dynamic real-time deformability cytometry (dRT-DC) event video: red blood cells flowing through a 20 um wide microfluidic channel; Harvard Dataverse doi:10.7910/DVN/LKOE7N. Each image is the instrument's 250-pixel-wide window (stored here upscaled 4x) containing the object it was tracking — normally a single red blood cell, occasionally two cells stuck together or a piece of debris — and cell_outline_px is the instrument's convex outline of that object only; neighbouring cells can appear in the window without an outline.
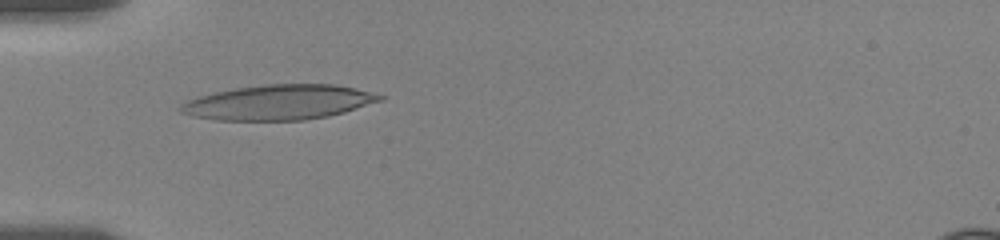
{"species": "human", "species_latin": "Homo sapiens", "temperature_condition": "room temperature", "stored_images_in_passage": 5, "camera_frame_rate_fps": 3000, "um_per_image_px": 0.085, "donor": {"sex": "female"}, "frame": {"image": 1, "passage_image": 1, "time_ms": 0.0, "image_size_px": [1000, 240], "cell_outline_px": [[384, 100], [344, 112], [328, 116], [304, 120], [216, 120], [192, 116], [180, 112], [180, 104], [188, 100], [212, 92], [236, 88], [264, 84], [336, 84], [356, 88], [384, 96]], "centroid_in_image_um": [23.7, 8.69], "position_along_channel_um": 61.3, "area_um2": 40.63}}
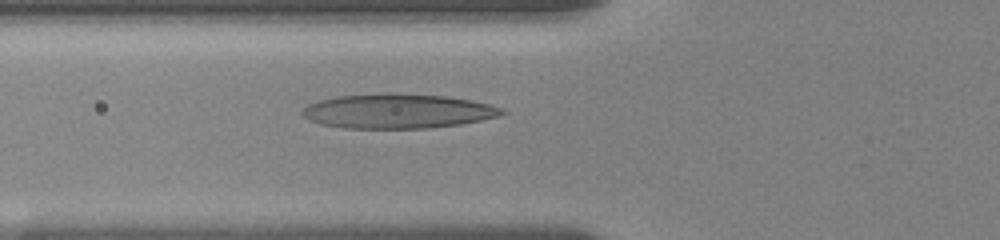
{"frame": {"image": 2, "passage_image": 2, "time_ms": 1.0, "image_size_px": [1000, 240], "cell_outline_px": [[508, 112], [500, 116], [460, 124], [428, 128], [344, 128], [320, 124], [308, 120], [300, 112], [308, 104], [320, 100], [336, 96], [444, 96], [472, 100], [504, 108]], "centroid_in_image_um": [33.83, 9.49], "position_along_channel_um": 92.0, "area_um2": 38.84}}
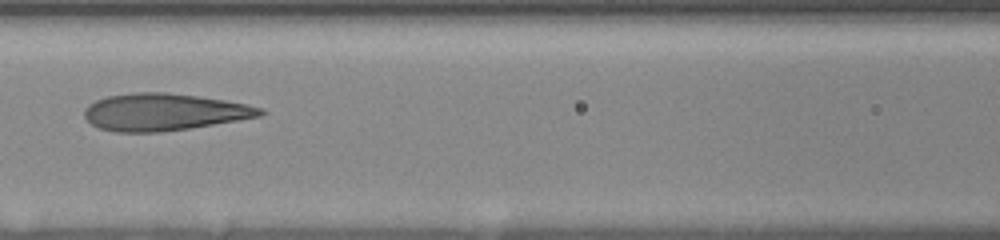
{"frame": {"image": 3, "passage_image": 4, "time_ms": 2.667, "image_size_px": [1000, 240], "cell_outline_px": [[264, 112], [260, 116], [192, 128], [160, 132], [116, 132], [100, 128], [92, 124], [84, 116], [84, 108], [88, 104], [96, 100], [108, 96], [136, 92], [164, 92], [196, 96], [224, 100], [264, 108]], "centroid_in_image_um": [13.91, 9.53], "position_along_channel_um": 152.7, "area_um2": 37.8}}